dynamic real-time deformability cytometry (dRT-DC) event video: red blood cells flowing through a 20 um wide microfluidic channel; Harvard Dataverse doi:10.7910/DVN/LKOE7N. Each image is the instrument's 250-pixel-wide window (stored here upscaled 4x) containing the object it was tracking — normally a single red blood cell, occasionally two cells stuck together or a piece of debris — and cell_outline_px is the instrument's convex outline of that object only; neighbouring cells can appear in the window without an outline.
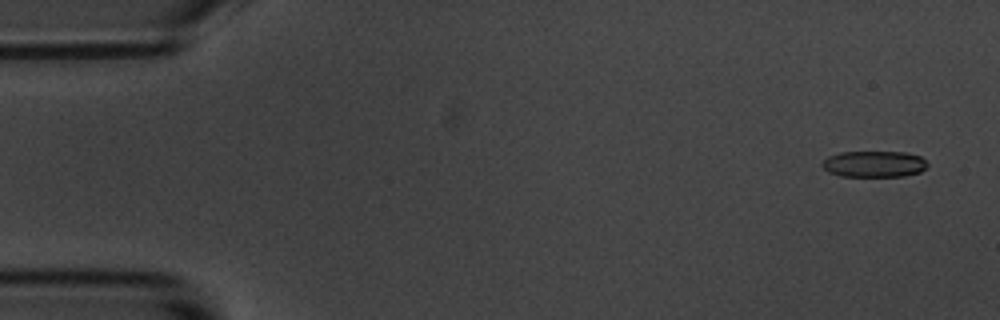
{"species": "common noctule bat (a hibernating species)", "species_latin": "Nyctalus noctula", "temperature_condition": "room temperature", "stored_images_in_passage": 3, "camera_frame_rate_fps": 3000, "um_per_image_px": 0.085, "animal": {"sex": "male", "body_mass_g": 20.1, "forearm_length_mm": 53.5}, "frame": {"image": 1, "passage_image": 1, "time_ms": 0.0, "image_size_px": [1000, 320], "cell_outline_px": [[928, 164], [920, 172], [904, 176], [840, 176], [828, 172], [820, 164], [828, 156], [840, 152], [904, 152], [920, 156]], "centroid_in_image_um": [74.27, 13.94], "position_along_channel_um": 10.7, "area_um2": 16.07}}